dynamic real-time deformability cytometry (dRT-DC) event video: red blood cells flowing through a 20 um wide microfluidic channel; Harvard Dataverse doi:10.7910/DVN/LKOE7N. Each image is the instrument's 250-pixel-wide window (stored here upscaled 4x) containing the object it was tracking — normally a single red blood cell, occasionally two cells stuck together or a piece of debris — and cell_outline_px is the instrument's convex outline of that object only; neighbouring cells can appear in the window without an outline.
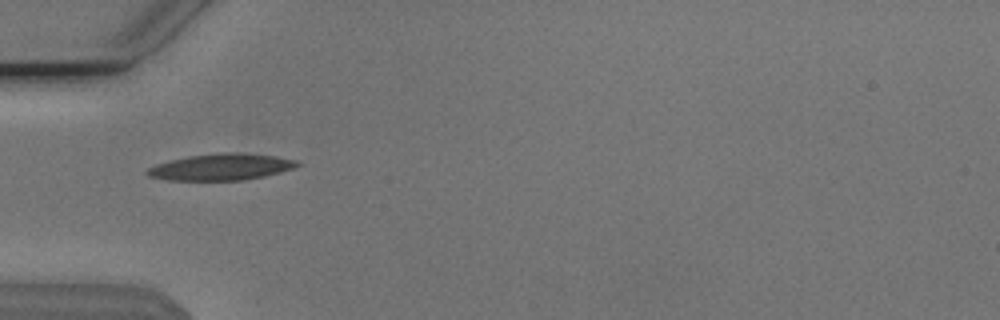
{"species": "Egyptian fruit bat (a non-hibernating species)", "species_latin": "Rousettus aegyptiacus", "temperature_condition": "cold", "stored_images_in_passage": 31, "camera_frame_rate_fps": 3000, "um_per_image_px": 0.085, "animal": {"sex": "male"}, "frame": {"image": 1, "passage_image": 1, "time_ms": 0.0, "image_size_px": [1000, 320], "cell_outline_px": [[300, 164], [292, 168], [280, 172], [264, 176], [240, 180], [168, 180], [148, 176], [144, 172], [148, 168], [156, 164], [188, 156], [224, 152], [236, 152], [276, 156], [296, 160]], "centroid_in_image_um": [18.77, 14.19], "position_along_channel_um": 66.2, "area_um2": 22.95}}
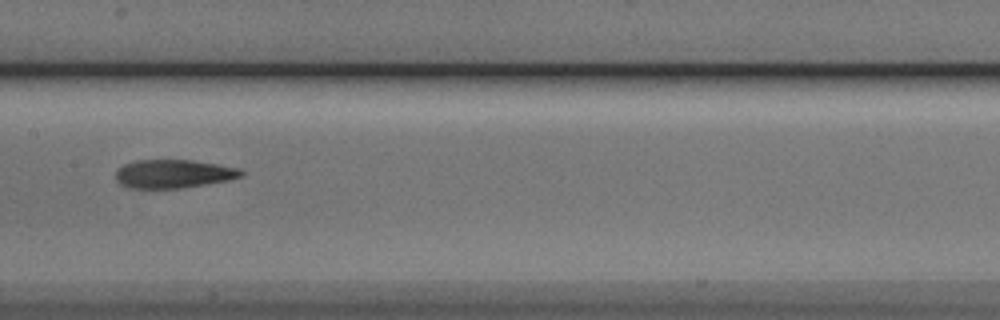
{"frame": {"image": 2, "passage_image": 11, "time_ms": 3.333, "image_size_px": [1000, 320], "cell_outline_px": [[244, 172], [240, 176], [228, 180], [180, 188], [128, 188], [120, 184], [116, 180], [116, 172], [124, 164], [136, 160], [192, 160], [240, 168]], "centroid_in_image_um": [14.72, 14.77], "position_along_channel_um": 192.7, "area_um2": 20.63}}
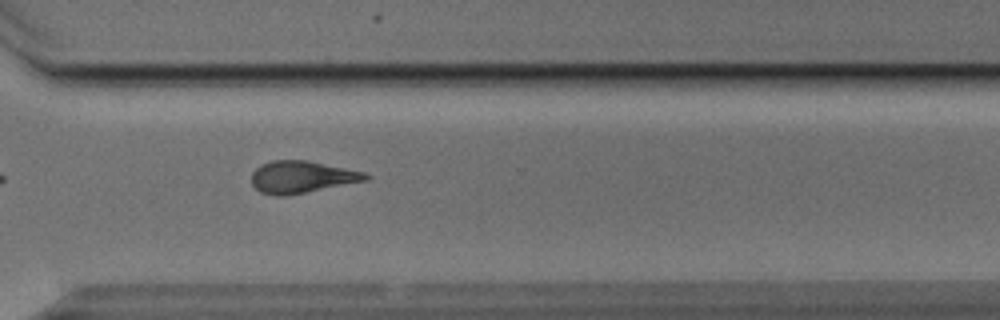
{"frame": {"image": 3, "passage_image": 23, "time_ms": 7.333, "image_size_px": [1000, 320], "cell_outline_px": [[368, 180], [284, 196], [276, 196], [260, 192], [252, 184], [252, 172], [260, 164], [272, 160], [308, 160], [364, 172], [368, 176]], "centroid_in_image_um": [25.61, 15.03], "position_along_channel_um": 345.0, "area_um2": 21.15}, "authors_computed_cell_mechanics": {"area_um2": 21.2704, "velocity_mm_per_s": 3.8154, "shape_relaxation_time_tau1_ms": 10.9622, "shape_relaxation_time_tau2_ms": 5.5997, "deformation_change_tau1": 0.2331, "deformation_change_tau2": 0.1614}}